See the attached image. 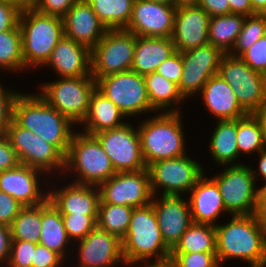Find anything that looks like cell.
I'll use <instances>...</instances> for the list:
<instances>
[{"label":"cell","instance_id":"cell-1","mask_svg":"<svg viewBox=\"0 0 266 267\" xmlns=\"http://www.w3.org/2000/svg\"><path fill=\"white\" fill-rule=\"evenodd\" d=\"M216 229V257L220 266L230 259L248 262V267H266V222L256 213L231 215Z\"/></svg>","mask_w":266,"mask_h":267},{"label":"cell","instance_id":"cell-2","mask_svg":"<svg viewBox=\"0 0 266 267\" xmlns=\"http://www.w3.org/2000/svg\"><path fill=\"white\" fill-rule=\"evenodd\" d=\"M13 119L66 156L76 125L48 105L38 93L20 91L14 102Z\"/></svg>","mask_w":266,"mask_h":267},{"label":"cell","instance_id":"cell-3","mask_svg":"<svg viewBox=\"0 0 266 267\" xmlns=\"http://www.w3.org/2000/svg\"><path fill=\"white\" fill-rule=\"evenodd\" d=\"M181 112H159L145 117L137 126L144 162L150 164L184 156L187 153ZM186 151V152H185Z\"/></svg>","mask_w":266,"mask_h":267},{"label":"cell","instance_id":"cell-4","mask_svg":"<svg viewBox=\"0 0 266 267\" xmlns=\"http://www.w3.org/2000/svg\"><path fill=\"white\" fill-rule=\"evenodd\" d=\"M121 243L126 265L170 260L171 250L164 243L151 203L133 209L128 231Z\"/></svg>","mask_w":266,"mask_h":267},{"label":"cell","instance_id":"cell-5","mask_svg":"<svg viewBox=\"0 0 266 267\" xmlns=\"http://www.w3.org/2000/svg\"><path fill=\"white\" fill-rule=\"evenodd\" d=\"M25 69L44 67L64 36L63 18L45 15L35 8L23 9L19 17Z\"/></svg>","mask_w":266,"mask_h":267},{"label":"cell","instance_id":"cell-6","mask_svg":"<svg viewBox=\"0 0 266 267\" xmlns=\"http://www.w3.org/2000/svg\"><path fill=\"white\" fill-rule=\"evenodd\" d=\"M63 173L71 174V178L75 174L71 182L99 186L116 172L98 139L76 130L65 156Z\"/></svg>","mask_w":266,"mask_h":267},{"label":"cell","instance_id":"cell-7","mask_svg":"<svg viewBox=\"0 0 266 267\" xmlns=\"http://www.w3.org/2000/svg\"><path fill=\"white\" fill-rule=\"evenodd\" d=\"M39 85V96L74 125L79 126L85 119L92 93L97 88L92 76L57 77Z\"/></svg>","mask_w":266,"mask_h":267},{"label":"cell","instance_id":"cell-8","mask_svg":"<svg viewBox=\"0 0 266 267\" xmlns=\"http://www.w3.org/2000/svg\"><path fill=\"white\" fill-rule=\"evenodd\" d=\"M212 176L211 179L217 184L225 209L230 215L257 213L259 188L251 166L226 165L222 172Z\"/></svg>","mask_w":266,"mask_h":267},{"label":"cell","instance_id":"cell-9","mask_svg":"<svg viewBox=\"0 0 266 267\" xmlns=\"http://www.w3.org/2000/svg\"><path fill=\"white\" fill-rule=\"evenodd\" d=\"M217 74L233 88L248 114H255L266 105V76L252 70L240 57L224 54Z\"/></svg>","mask_w":266,"mask_h":267},{"label":"cell","instance_id":"cell-10","mask_svg":"<svg viewBox=\"0 0 266 267\" xmlns=\"http://www.w3.org/2000/svg\"><path fill=\"white\" fill-rule=\"evenodd\" d=\"M96 83L97 89L113 101L126 118L155 113L150 105L144 76L129 70L101 77Z\"/></svg>","mask_w":266,"mask_h":267},{"label":"cell","instance_id":"cell-11","mask_svg":"<svg viewBox=\"0 0 266 267\" xmlns=\"http://www.w3.org/2000/svg\"><path fill=\"white\" fill-rule=\"evenodd\" d=\"M136 36L125 29H108L91 50V76L101 77L131 70Z\"/></svg>","mask_w":266,"mask_h":267},{"label":"cell","instance_id":"cell-12","mask_svg":"<svg viewBox=\"0 0 266 267\" xmlns=\"http://www.w3.org/2000/svg\"><path fill=\"white\" fill-rule=\"evenodd\" d=\"M6 136L11 142L20 164L37 168L50 176L54 174L52 175L53 179L56 178L54 176L58 172L62 176L65 156L54 145L20 126L14 119L8 127Z\"/></svg>","mask_w":266,"mask_h":267},{"label":"cell","instance_id":"cell-13","mask_svg":"<svg viewBox=\"0 0 266 267\" xmlns=\"http://www.w3.org/2000/svg\"><path fill=\"white\" fill-rule=\"evenodd\" d=\"M147 169L153 195L161 192V195L185 197L205 173L204 166L187 154L154 162Z\"/></svg>","mask_w":266,"mask_h":267},{"label":"cell","instance_id":"cell-14","mask_svg":"<svg viewBox=\"0 0 266 267\" xmlns=\"http://www.w3.org/2000/svg\"><path fill=\"white\" fill-rule=\"evenodd\" d=\"M111 159L115 172L147 169L141 152L139 132L129 120L124 125L94 135Z\"/></svg>","mask_w":266,"mask_h":267},{"label":"cell","instance_id":"cell-15","mask_svg":"<svg viewBox=\"0 0 266 267\" xmlns=\"http://www.w3.org/2000/svg\"><path fill=\"white\" fill-rule=\"evenodd\" d=\"M99 203L118 204L133 208L152 202L150 175L148 169L130 172H116L99 186Z\"/></svg>","mask_w":266,"mask_h":267},{"label":"cell","instance_id":"cell-16","mask_svg":"<svg viewBox=\"0 0 266 267\" xmlns=\"http://www.w3.org/2000/svg\"><path fill=\"white\" fill-rule=\"evenodd\" d=\"M181 55L183 70L178 88L187 100V98L199 94L208 79L218 73L224 53L218 47L207 43L181 52Z\"/></svg>","mask_w":266,"mask_h":267},{"label":"cell","instance_id":"cell-17","mask_svg":"<svg viewBox=\"0 0 266 267\" xmlns=\"http://www.w3.org/2000/svg\"><path fill=\"white\" fill-rule=\"evenodd\" d=\"M176 8L150 0H134L132 16L125 30L135 36L171 37Z\"/></svg>","mask_w":266,"mask_h":267},{"label":"cell","instance_id":"cell-18","mask_svg":"<svg viewBox=\"0 0 266 267\" xmlns=\"http://www.w3.org/2000/svg\"><path fill=\"white\" fill-rule=\"evenodd\" d=\"M41 175L43 177L40 179ZM45 175L51 178L37 168L19 164L13 169L0 171V191L9 194L24 207L40 205L49 196V190L41 186L40 182L42 178L45 179Z\"/></svg>","mask_w":266,"mask_h":267},{"label":"cell","instance_id":"cell-19","mask_svg":"<svg viewBox=\"0 0 266 267\" xmlns=\"http://www.w3.org/2000/svg\"><path fill=\"white\" fill-rule=\"evenodd\" d=\"M153 195L152 206L166 246L172 250L193 223L188 199ZM159 197V199H158Z\"/></svg>","mask_w":266,"mask_h":267},{"label":"cell","instance_id":"cell-20","mask_svg":"<svg viewBox=\"0 0 266 267\" xmlns=\"http://www.w3.org/2000/svg\"><path fill=\"white\" fill-rule=\"evenodd\" d=\"M75 244H78V267H114L121 263L126 265L121 240L98 226Z\"/></svg>","mask_w":266,"mask_h":267},{"label":"cell","instance_id":"cell-21","mask_svg":"<svg viewBox=\"0 0 266 267\" xmlns=\"http://www.w3.org/2000/svg\"><path fill=\"white\" fill-rule=\"evenodd\" d=\"M209 20L199 5L177 7L171 36L176 51L185 52L209 43Z\"/></svg>","mask_w":266,"mask_h":267},{"label":"cell","instance_id":"cell-22","mask_svg":"<svg viewBox=\"0 0 266 267\" xmlns=\"http://www.w3.org/2000/svg\"><path fill=\"white\" fill-rule=\"evenodd\" d=\"M62 18L64 36L90 50L96 46L108 30L86 0H78Z\"/></svg>","mask_w":266,"mask_h":267},{"label":"cell","instance_id":"cell-23","mask_svg":"<svg viewBox=\"0 0 266 267\" xmlns=\"http://www.w3.org/2000/svg\"><path fill=\"white\" fill-rule=\"evenodd\" d=\"M50 189L48 199L61 214L98 215L100 191L98 186L68 182ZM53 190V191H52Z\"/></svg>","mask_w":266,"mask_h":267},{"label":"cell","instance_id":"cell-24","mask_svg":"<svg viewBox=\"0 0 266 267\" xmlns=\"http://www.w3.org/2000/svg\"><path fill=\"white\" fill-rule=\"evenodd\" d=\"M44 66L59 77L91 76V50L63 36Z\"/></svg>","mask_w":266,"mask_h":267},{"label":"cell","instance_id":"cell-25","mask_svg":"<svg viewBox=\"0 0 266 267\" xmlns=\"http://www.w3.org/2000/svg\"><path fill=\"white\" fill-rule=\"evenodd\" d=\"M188 202L193 222L216 226L226 211L217 184L204 173L188 193Z\"/></svg>","mask_w":266,"mask_h":267},{"label":"cell","instance_id":"cell-26","mask_svg":"<svg viewBox=\"0 0 266 267\" xmlns=\"http://www.w3.org/2000/svg\"><path fill=\"white\" fill-rule=\"evenodd\" d=\"M199 94L205 110L217 120H236L248 115L238 102L233 88L218 74L208 79Z\"/></svg>","mask_w":266,"mask_h":267},{"label":"cell","instance_id":"cell-27","mask_svg":"<svg viewBox=\"0 0 266 267\" xmlns=\"http://www.w3.org/2000/svg\"><path fill=\"white\" fill-rule=\"evenodd\" d=\"M175 52L171 37L136 36L131 71L142 76L156 72L158 66Z\"/></svg>","mask_w":266,"mask_h":267},{"label":"cell","instance_id":"cell-28","mask_svg":"<svg viewBox=\"0 0 266 267\" xmlns=\"http://www.w3.org/2000/svg\"><path fill=\"white\" fill-rule=\"evenodd\" d=\"M126 116L97 88L92 93L88 113L80 124L81 132L89 135H95L102 131L111 130L127 123L123 121Z\"/></svg>","mask_w":266,"mask_h":267},{"label":"cell","instance_id":"cell-29","mask_svg":"<svg viewBox=\"0 0 266 267\" xmlns=\"http://www.w3.org/2000/svg\"><path fill=\"white\" fill-rule=\"evenodd\" d=\"M215 128L211 133L209 153L217 165H240L237 147V119L216 120ZM236 161V163H234Z\"/></svg>","mask_w":266,"mask_h":267},{"label":"cell","instance_id":"cell-30","mask_svg":"<svg viewBox=\"0 0 266 267\" xmlns=\"http://www.w3.org/2000/svg\"><path fill=\"white\" fill-rule=\"evenodd\" d=\"M39 243L60 254L67 262V258L71 257L70 255L68 257V250H70L68 246L72 242L65 230L62 215L49 199L42 203V227Z\"/></svg>","mask_w":266,"mask_h":267},{"label":"cell","instance_id":"cell-31","mask_svg":"<svg viewBox=\"0 0 266 267\" xmlns=\"http://www.w3.org/2000/svg\"><path fill=\"white\" fill-rule=\"evenodd\" d=\"M144 78L150 105L156 112L182 113L181 104L186 99L180 93L178 85L157 72L147 74Z\"/></svg>","mask_w":266,"mask_h":267},{"label":"cell","instance_id":"cell-32","mask_svg":"<svg viewBox=\"0 0 266 267\" xmlns=\"http://www.w3.org/2000/svg\"><path fill=\"white\" fill-rule=\"evenodd\" d=\"M245 17L240 14L213 16L209 20L208 41L224 54H229L235 46L242 30Z\"/></svg>","mask_w":266,"mask_h":267},{"label":"cell","instance_id":"cell-33","mask_svg":"<svg viewBox=\"0 0 266 267\" xmlns=\"http://www.w3.org/2000/svg\"><path fill=\"white\" fill-rule=\"evenodd\" d=\"M216 252L214 225L193 222L181 236L171 253Z\"/></svg>","mask_w":266,"mask_h":267},{"label":"cell","instance_id":"cell-34","mask_svg":"<svg viewBox=\"0 0 266 267\" xmlns=\"http://www.w3.org/2000/svg\"><path fill=\"white\" fill-rule=\"evenodd\" d=\"M107 29H125L132 16L134 0H86Z\"/></svg>","mask_w":266,"mask_h":267},{"label":"cell","instance_id":"cell-35","mask_svg":"<svg viewBox=\"0 0 266 267\" xmlns=\"http://www.w3.org/2000/svg\"><path fill=\"white\" fill-rule=\"evenodd\" d=\"M42 227V204L25 206L10 225L12 240L39 243Z\"/></svg>","mask_w":266,"mask_h":267},{"label":"cell","instance_id":"cell-36","mask_svg":"<svg viewBox=\"0 0 266 267\" xmlns=\"http://www.w3.org/2000/svg\"><path fill=\"white\" fill-rule=\"evenodd\" d=\"M133 209L130 206L99 203L97 226L122 240L128 231Z\"/></svg>","mask_w":266,"mask_h":267},{"label":"cell","instance_id":"cell-37","mask_svg":"<svg viewBox=\"0 0 266 267\" xmlns=\"http://www.w3.org/2000/svg\"><path fill=\"white\" fill-rule=\"evenodd\" d=\"M10 73L25 70L19 24L10 31L0 32V70Z\"/></svg>","mask_w":266,"mask_h":267},{"label":"cell","instance_id":"cell-38","mask_svg":"<svg viewBox=\"0 0 266 267\" xmlns=\"http://www.w3.org/2000/svg\"><path fill=\"white\" fill-rule=\"evenodd\" d=\"M237 147L239 157L264 150L261 123L255 114L237 119Z\"/></svg>","mask_w":266,"mask_h":267},{"label":"cell","instance_id":"cell-39","mask_svg":"<svg viewBox=\"0 0 266 267\" xmlns=\"http://www.w3.org/2000/svg\"><path fill=\"white\" fill-rule=\"evenodd\" d=\"M265 35L266 14L246 16L235 46L229 54L234 57H239Z\"/></svg>","mask_w":266,"mask_h":267},{"label":"cell","instance_id":"cell-40","mask_svg":"<svg viewBox=\"0 0 266 267\" xmlns=\"http://www.w3.org/2000/svg\"><path fill=\"white\" fill-rule=\"evenodd\" d=\"M61 215L67 235L73 242L72 248L75 242L83 239L97 226L98 215Z\"/></svg>","mask_w":266,"mask_h":267},{"label":"cell","instance_id":"cell-41","mask_svg":"<svg viewBox=\"0 0 266 267\" xmlns=\"http://www.w3.org/2000/svg\"><path fill=\"white\" fill-rule=\"evenodd\" d=\"M174 267H221L216 252L170 253Z\"/></svg>","mask_w":266,"mask_h":267},{"label":"cell","instance_id":"cell-42","mask_svg":"<svg viewBox=\"0 0 266 267\" xmlns=\"http://www.w3.org/2000/svg\"><path fill=\"white\" fill-rule=\"evenodd\" d=\"M37 243L12 240L6 267H31Z\"/></svg>","mask_w":266,"mask_h":267},{"label":"cell","instance_id":"cell-43","mask_svg":"<svg viewBox=\"0 0 266 267\" xmlns=\"http://www.w3.org/2000/svg\"><path fill=\"white\" fill-rule=\"evenodd\" d=\"M252 70L266 76V35L239 56Z\"/></svg>","mask_w":266,"mask_h":267},{"label":"cell","instance_id":"cell-44","mask_svg":"<svg viewBox=\"0 0 266 267\" xmlns=\"http://www.w3.org/2000/svg\"><path fill=\"white\" fill-rule=\"evenodd\" d=\"M0 81V134H6L8 127L13 120V108L19 91L8 89Z\"/></svg>","mask_w":266,"mask_h":267},{"label":"cell","instance_id":"cell-45","mask_svg":"<svg viewBox=\"0 0 266 267\" xmlns=\"http://www.w3.org/2000/svg\"><path fill=\"white\" fill-rule=\"evenodd\" d=\"M64 261L66 262L60 254L37 243L31 267H63Z\"/></svg>","mask_w":266,"mask_h":267},{"label":"cell","instance_id":"cell-46","mask_svg":"<svg viewBox=\"0 0 266 267\" xmlns=\"http://www.w3.org/2000/svg\"><path fill=\"white\" fill-rule=\"evenodd\" d=\"M183 70L181 52L176 51L173 55L162 62L156 72L164 76L167 80L179 86Z\"/></svg>","mask_w":266,"mask_h":267},{"label":"cell","instance_id":"cell-47","mask_svg":"<svg viewBox=\"0 0 266 267\" xmlns=\"http://www.w3.org/2000/svg\"><path fill=\"white\" fill-rule=\"evenodd\" d=\"M24 206L9 194L0 191V224L9 226Z\"/></svg>","mask_w":266,"mask_h":267},{"label":"cell","instance_id":"cell-48","mask_svg":"<svg viewBox=\"0 0 266 267\" xmlns=\"http://www.w3.org/2000/svg\"><path fill=\"white\" fill-rule=\"evenodd\" d=\"M21 11L15 4L0 1V32L14 29L19 24Z\"/></svg>","mask_w":266,"mask_h":267},{"label":"cell","instance_id":"cell-49","mask_svg":"<svg viewBox=\"0 0 266 267\" xmlns=\"http://www.w3.org/2000/svg\"><path fill=\"white\" fill-rule=\"evenodd\" d=\"M78 0H39L35 9L45 15L63 17Z\"/></svg>","mask_w":266,"mask_h":267},{"label":"cell","instance_id":"cell-50","mask_svg":"<svg viewBox=\"0 0 266 267\" xmlns=\"http://www.w3.org/2000/svg\"><path fill=\"white\" fill-rule=\"evenodd\" d=\"M20 164L6 134H0V171L10 170Z\"/></svg>","mask_w":266,"mask_h":267},{"label":"cell","instance_id":"cell-51","mask_svg":"<svg viewBox=\"0 0 266 267\" xmlns=\"http://www.w3.org/2000/svg\"><path fill=\"white\" fill-rule=\"evenodd\" d=\"M198 5L210 17L231 14L228 0H200Z\"/></svg>","mask_w":266,"mask_h":267},{"label":"cell","instance_id":"cell-52","mask_svg":"<svg viewBox=\"0 0 266 267\" xmlns=\"http://www.w3.org/2000/svg\"><path fill=\"white\" fill-rule=\"evenodd\" d=\"M11 230L9 226L0 224V267L6 266L11 249Z\"/></svg>","mask_w":266,"mask_h":267},{"label":"cell","instance_id":"cell-53","mask_svg":"<svg viewBox=\"0 0 266 267\" xmlns=\"http://www.w3.org/2000/svg\"><path fill=\"white\" fill-rule=\"evenodd\" d=\"M230 11L233 14H240L243 16H252L255 13L252 10L250 0H228Z\"/></svg>","mask_w":266,"mask_h":267},{"label":"cell","instance_id":"cell-54","mask_svg":"<svg viewBox=\"0 0 266 267\" xmlns=\"http://www.w3.org/2000/svg\"><path fill=\"white\" fill-rule=\"evenodd\" d=\"M258 155L259 163L258 167L255 168V170H257L255 171L254 169H252L253 167H251V171L256 181L261 178V180L263 179L264 181L263 184H266V151L262 150L258 153Z\"/></svg>","mask_w":266,"mask_h":267},{"label":"cell","instance_id":"cell-55","mask_svg":"<svg viewBox=\"0 0 266 267\" xmlns=\"http://www.w3.org/2000/svg\"><path fill=\"white\" fill-rule=\"evenodd\" d=\"M257 214L266 222V184L259 187Z\"/></svg>","mask_w":266,"mask_h":267},{"label":"cell","instance_id":"cell-56","mask_svg":"<svg viewBox=\"0 0 266 267\" xmlns=\"http://www.w3.org/2000/svg\"><path fill=\"white\" fill-rule=\"evenodd\" d=\"M255 115L258 117L261 123L263 149L266 151V105Z\"/></svg>","mask_w":266,"mask_h":267},{"label":"cell","instance_id":"cell-57","mask_svg":"<svg viewBox=\"0 0 266 267\" xmlns=\"http://www.w3.org/2000/svg\"><path fill=\"white\" fill-rule=\"evenodd\" d=\"M255 14H266V0H250Z\"/></svg>","mask_w":266,"mask_h":267},{"label":"cell","instance_id":"cell-58","mask_svg":"<svg viewBox=\"0 0 266 267\" xmlns=\"http://www.w3.org/2000/svg\"><path fill=\"white\" fill-rule=\"evenodd\" d=\"M39 0H12V4L17 5L21 10L33 9L37 6Z\"/></svg>","mask_w":266,"mask_h":267},{"label":"cell","instance_id":"cell-59","mask_svg":"<svg viewBox=\"0 0 266 267\" xmlns=\"http://www.w3.org/2000/svg\"><path fill=\"white\" fill-rule=\"evenodd\" d=\"M144 266H143V265ZM134 265H136L137 267H139V263L138 265L137 264H133V265H125L126 267H133ZM134 266V267H136ZM140 267H174L173 263L168 260V261H165V262H151V263H141Z\"/></svg>","mask_w":266,"mask_h":267},{"label":"cell","instance_id":"cell-60","mask_svg":"<svg viewBox=\"0 0 266 267\" xmlns=\"http://www.w3.org/2000/svg\"><path fill=\"white\" fill-rule=\"evenodd\" d=\"M200 0H176V7L198 5Z\"/></svg>","mask_w":266,"mask_h":267},{"label":"cell","instance_id":"cell-61","mask_svg":"<svg viewBox=\"0 0 266 267\" xmlns=\"http://www.w3.org/2000/svg\"><path fill=\"white\" fill-rule=\"evenodd\" d=\"M156 3H162L166 5L176 6V0H150Z\"/></svg>","mask_w":266,"mask_h":267},{"label":"cell","instance_id":"cell-62","mask_svg":"<svg viewBox=\"0 0 266 267\" xmlns=\"http://www.w3.org/2000/svg\"><path fill=\"white\" fill-rule=\"evenodd\" d=\"M0 1L12 3V0H0Z\"/></svg>","mask_w":266,"mask_h":267}]
</instances>
